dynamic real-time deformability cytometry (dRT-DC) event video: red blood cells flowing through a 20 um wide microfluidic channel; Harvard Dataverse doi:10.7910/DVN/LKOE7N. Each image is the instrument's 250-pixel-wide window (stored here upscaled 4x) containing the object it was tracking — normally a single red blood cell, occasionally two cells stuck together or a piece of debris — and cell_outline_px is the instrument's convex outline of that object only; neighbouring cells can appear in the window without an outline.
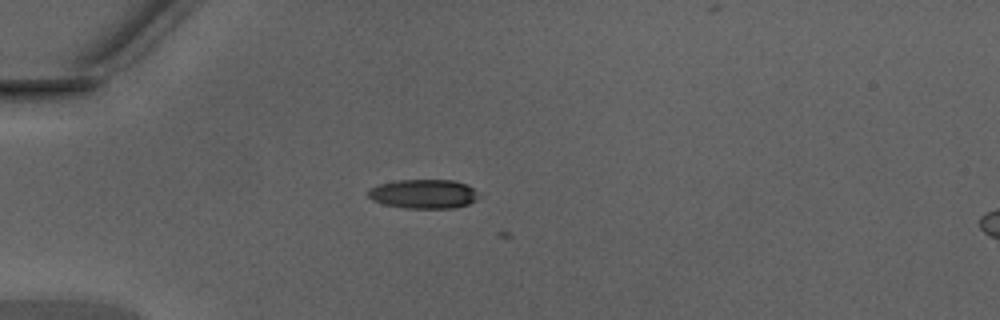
{"species": "Egyptian fruit bat (a non-hibernating species)", "species_latin": "Rousettus aegyptiacus", "temperature_condition": "warm", "stored_images_in_passage": 3, "camera_frame_rate_fps": 3000, "um_per_image_px": 0.085, "animal": {"sex": "male"}, "frame": {"image": 1, "passage_image": 2, "time_ms": 0.333, "image_size_px": [1000, 320], "cell_outline_px": [[476, 200], [468, 204], [456, 208], [404, 208], [384, 204], [372, 200], [368, 196], [368, 192], [376, 184], [396, 180], [452, 180], [468, 184], [476, 192]], "centroid_in_image_um": [35.98, 16.48], "position_along_channel_um": 49.0, "area_um2": 18.79}}